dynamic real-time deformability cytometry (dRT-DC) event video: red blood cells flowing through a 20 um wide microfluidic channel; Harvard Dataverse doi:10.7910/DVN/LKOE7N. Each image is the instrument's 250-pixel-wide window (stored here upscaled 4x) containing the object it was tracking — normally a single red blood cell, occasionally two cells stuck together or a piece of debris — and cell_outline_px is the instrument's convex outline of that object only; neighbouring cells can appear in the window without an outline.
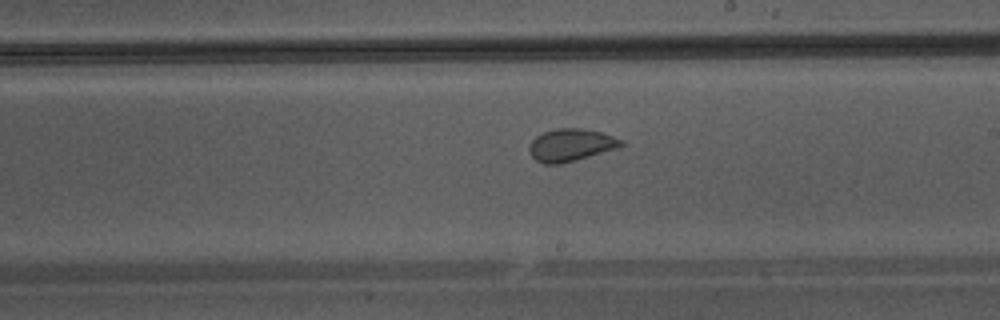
{"species": "Egyptian fruit bat (a non-hibernating species)", "species_latin": "Rousettus aegyptiacus", "temperature_condition": "warm", "stored_images_in_passage": 27, "camera_frame_rate_fps": 3000, "um_per_image_px": 0.085, "animal": {"sex": "male"}, "frame": {"image": 1, "passage_image": 16, "time_ms": 5.0, "image_size_px": [1000, 320], "cell_outline_px": [[624, 144], [616, 148], [576, 160], [560, 164], [544, 164], [536, 160], [528, 152], [528, 148], [532, 140], [536, 136], [544, 132], [556, 128], [584, 128], [600, 132], [624, 140]], "centroid_in_image_um": [48.49, 12.32], "position_along_channel_um": 240.5, "area_um2": 17.34}}